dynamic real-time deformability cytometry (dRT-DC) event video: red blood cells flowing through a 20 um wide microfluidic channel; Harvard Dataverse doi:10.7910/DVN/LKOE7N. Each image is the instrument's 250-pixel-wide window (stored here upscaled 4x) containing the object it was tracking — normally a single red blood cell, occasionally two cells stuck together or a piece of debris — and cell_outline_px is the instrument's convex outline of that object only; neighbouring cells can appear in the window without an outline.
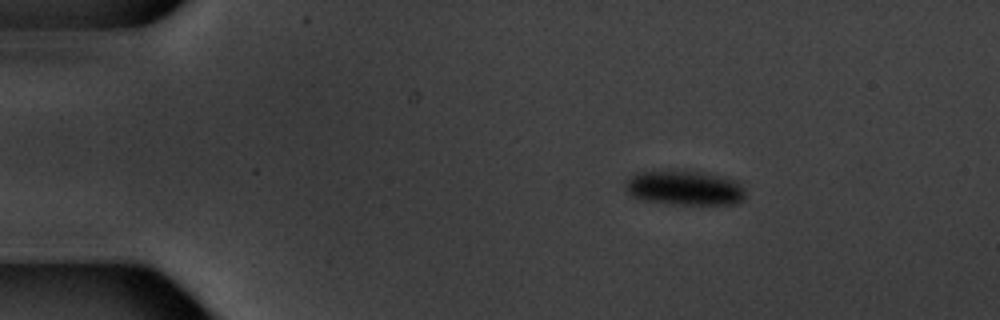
{"species": "common noctule bat (a hibernating species)", "species_latin": "Nyctalus noctula", "temperature_condition": "warm", "stored_images_in_passage": 4, "camera_frame_rate_fps": 3000, "um_per_image_px": 0.085, "animal": {"sex": "male", "body_mass_g": 20.1, "forearm_length_mm": 53.5}, "frame": {"image": 1, "passage_image": 2, "time_ms": 1.0, "image_size_px": [1000, 320], "cell_outline_px": [[744, 200], [736, 204], [672, 204], [644, 200], [632, 196], [624, 188], [628, 180], [636, 172], [704, 172], [724, 176], [736, 180], [744, 188]], "centroid_in_image_um": [58.24, 15.99], "position_along_channel_um": 26.8, "area_um2": 23.93}}